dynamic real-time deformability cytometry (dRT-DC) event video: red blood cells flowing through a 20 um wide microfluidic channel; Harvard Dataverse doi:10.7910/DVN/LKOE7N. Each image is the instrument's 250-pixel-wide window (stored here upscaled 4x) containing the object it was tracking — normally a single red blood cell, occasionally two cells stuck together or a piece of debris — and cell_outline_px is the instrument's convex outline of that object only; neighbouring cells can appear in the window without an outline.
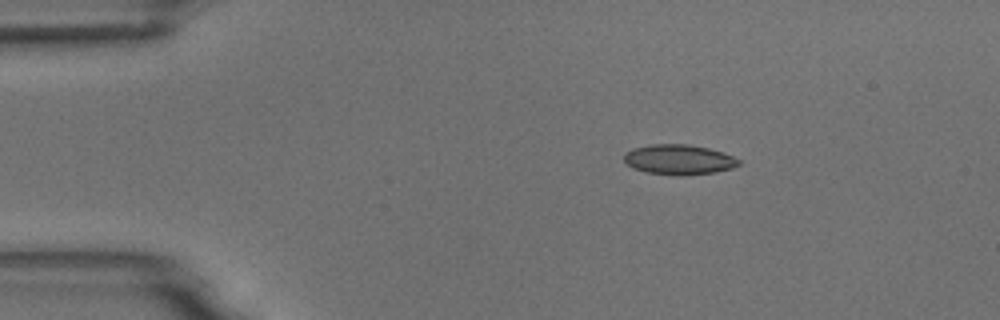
{"species": "common noctule bat (a hibernating species)", "species_latin": "Nyctalus noctula", "temperature_condition": "room temperature", "stored_images_in_passage": 36, "camera_frame_rate_fps": 3000, "um_per_image_px": 0.085, "animal": {"sex": "male", "body_mass_g": 18.8}, "frame": {"image": 1, "passage_image": 1, "time_ms": 0.0, "image_size_px": [1000, 320], "cell_outline_px": [[740, 164], [732, 168], [716, 172], [684, 176], [676, 176], [648, 172], [632, 168], [624, 160], [624, 152], [632, 148], [652, 144], [688, 144], [708, 148], [724, 152], [740, 160]], "centroid_in_image_um": [57.7, 13.57], "position_along_channel_um": 27.3, "area_um2": 20.29}}
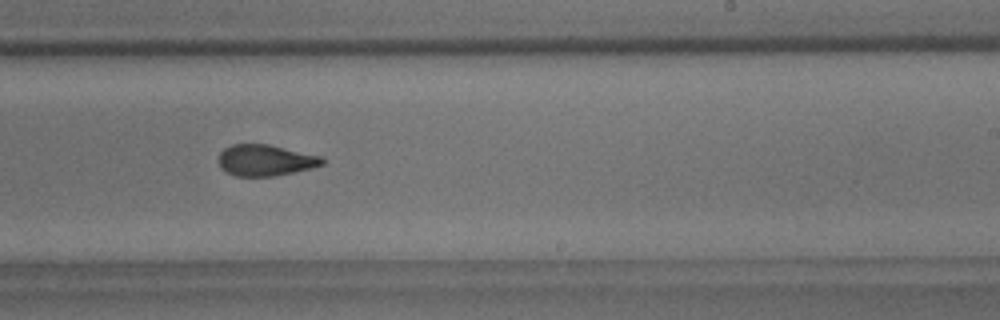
{"frame": {"image": 2, "passage_image": 25, "time_ms": 8.0, "image_size_px": [1000, 320], "cell_outline_px": [[324, 164], [312, 168], [272, 176], [236, 176], [220, 168], [220, 152], [224, 148], [232, 144], [268, 144], [320, 156], [324, 160]], "centroid_in_image_um": [22.55, 13.62], "position_along_channel_um": 266.5, "area_um2": 18.61}}
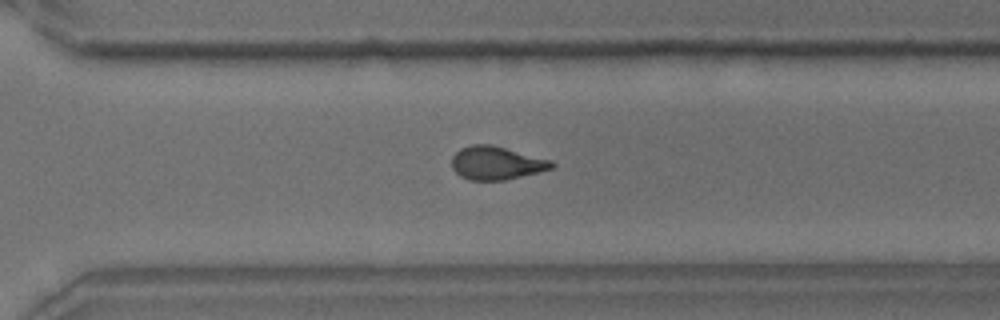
{"frame": {"image": 3, "passage_image": 30, "time_ms": 9.667, "image_size_px": [1000, 320], "cell_outline_px": [[556, 164], [552, 168], [504, 180], [468, 180], [460, 176], [452, 168], [452, 156], [460, 148], [472, 144], [492, 144], [552, 160]], "centroid_in_image_um": [42.17, 13.84], "position_along_channel_um": 328.4, "area_um2": 19.36}, "authors_computed_cell_mechanics": {"area_um2": 19.7676, "velocity_mm_per_s": 3.7341, "shape_relaxation_time_tau1_ms": 6.9493, "shape_relaxation_time_tau2_ms": 1.9988, "deformation_change_tau1": 0.1606, "deformation_change_tau2": 0.0769}}